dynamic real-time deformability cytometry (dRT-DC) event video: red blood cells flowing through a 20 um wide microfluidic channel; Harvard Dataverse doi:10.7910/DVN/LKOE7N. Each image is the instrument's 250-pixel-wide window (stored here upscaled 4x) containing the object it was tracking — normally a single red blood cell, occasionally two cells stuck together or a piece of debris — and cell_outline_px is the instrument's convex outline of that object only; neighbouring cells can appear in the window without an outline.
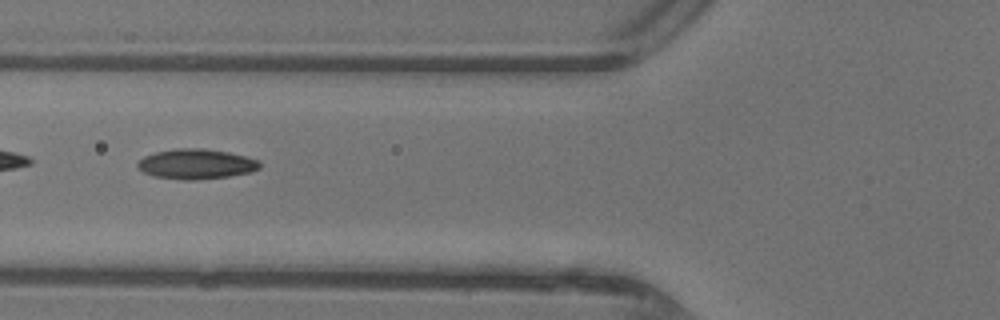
{"species": "common noctule bat (a hibernating species)", "species_latin": "Nyctalus noctula", "temperature_condition": "warm", "stored_images_in_passage": 47, "camera_frame_rate_fps": 3000, "um_per_image_px": 0.085, "animal": {"sex": "female"}, "frame": {"image": 1, "passage_image": 18, "time_ms": 5.667, "image_size_px": [1000, 320], "cell_outline_px": [[260, 168], [248, 172], [228, 176], [192, 180], [180, 180], [152, 176], [136, 168], [136, 164], [144, 156], [156, 152], [176, 148], [204, 148], [228, 152], [260, 160]], "centroid_in_image_um": [16.63, 13.94], "position_along_channel_um": 109.2, "area_um2": 21.39}}
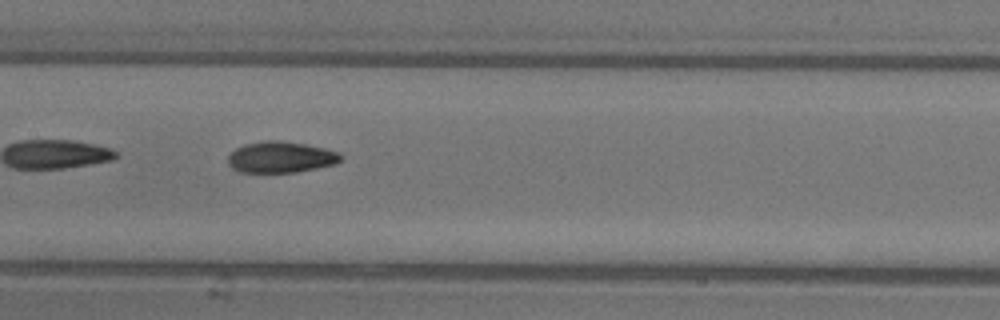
{"frame": {"image": 2, "passage_image": 23, "time_ms": 7.333, "image_size_px": [1000, 320], "cell_outline_px": [[344, 156], [336, 164], [296, 172], [240, 172], [232, 168], [228, 164], [228, 156], [236, 148], [244, 144], [264, 140], [280, 140], [304, 144], [324, 148], [336, 152]], "centroid_in_image_um": [23.85, 13.35], "position_along_channel_um": 183.6, "area_um2": 20.46}}
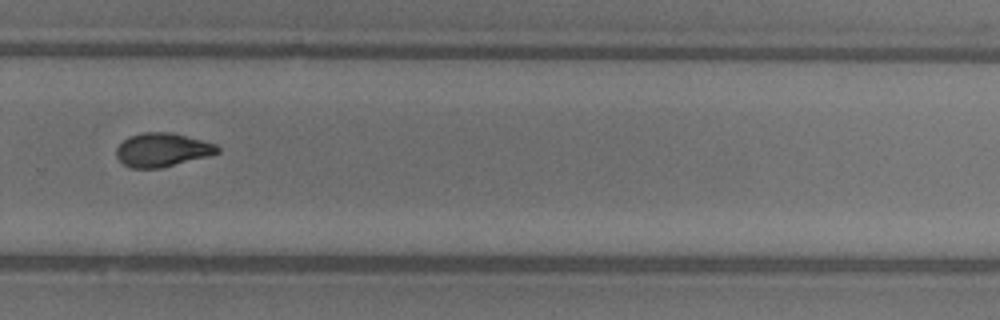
{"frame": {"image": 3, "passage_image": 32, "time_ms": 10.333, "image_size_px": [1000, 320], "cell_outline_px": [[220, 152], [208, 156], [160, 168], [132, 168], [124, 164], [116, 156], [116, 148], [128, 136], [144, 132], [172, 132], [216, 144], [220, 148]], "centroid_in_image_um": [13.79, 12.73], "position_along_channel_um": 316.0, "area_um2": 19.77}, "authors_computed_cell_mechanics": {"area_um2": 20.6346, "velocity_mm_per_s": 4.4403, "shape_relaxation_time_tau1_ms": 5.927, "shape_relaxation_time_tau2_ms": 1.9762, "deformation_change_tau1": 0.1751, "deformation_change_tau2": 0.0817}}